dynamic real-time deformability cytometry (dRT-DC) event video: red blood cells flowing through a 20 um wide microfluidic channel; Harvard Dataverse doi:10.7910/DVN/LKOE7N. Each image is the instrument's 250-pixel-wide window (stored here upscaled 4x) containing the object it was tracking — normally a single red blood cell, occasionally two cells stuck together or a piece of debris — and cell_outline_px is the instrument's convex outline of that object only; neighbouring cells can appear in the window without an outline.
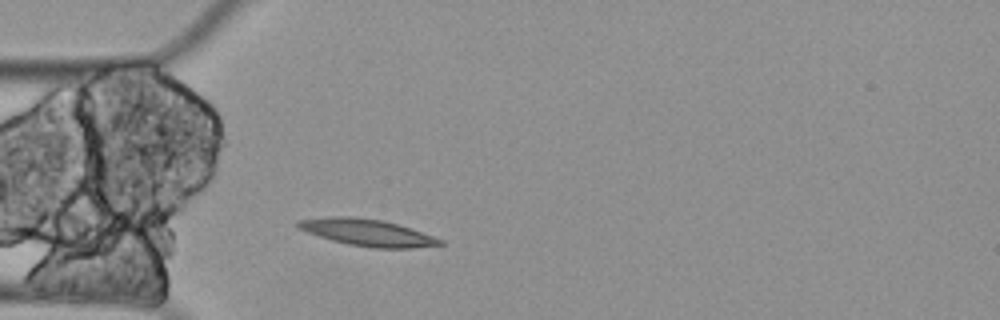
{"species": "Egyptian fruit bat (a non-hibernating species)", "species_latin": "Rousettus aegyptiacus", "temperature_condition": "cold", "stored_images_in_passage": 3, "camera_frame_rate_fps": 3000, "um_per_image_px": 0.085, "animal": {"sex": "female"}, "frame": {"image": 1, "passage_image": 3, "time_ms": 0.667, "image_size_px": [1000, 320], "cell_outline_px": [[444, 244], [412, 248], [372, 248], [348, 244], [332, 240], [296, 228], [296, 220], [328, 216], [352, 216], [380, 220], [396, 224], [444, 240]], "centroid_in_image_um": [31.17, 19.76], "position_along_channel_um": 53.8, "area_um2": 21.96}}